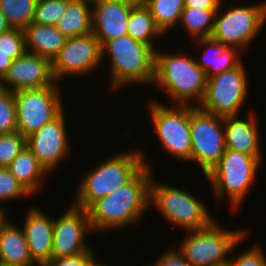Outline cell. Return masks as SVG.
Listing matches in <instances>:
<instances>
[{
	"label": "cell",
	"mask_w": 266,
	"mask_h": 266,
	"mask_svg": "<svg viewBox=\"0 0 266 266\" xmlns=\"http://www.w3.org/2000/svg\"><path fill=\"white\" fill-rule=\"evenodd\" d=\"M95 259L94 252L91 249L90 251L75 257L51 259L44 266H91V263Z\"/></svg>",
	"instance_id": "e575fe53"
},
{
	"label": "cell",
	"mask_w": 266,
	"mask_h": 266,
	"mask_svg": "<svg viewBox=\"0 0 266 266\" xmlns=\"http://www.w3.org/2000/svg\"><path fill=\"white\" fill-rule=\"evenodd\" d=\"M56 84L13 92L17 109V131L25 138L40 130L64 110Z\"/></svg>",
	"instance_id": "7c38bea8"
},
{
	"label": "cell",
	"mask_w": 266,
	"mask_h": 266,
	"mask_svg": "<svg viewBox=\"0 0 266 266\" xmlns=\"http://www.w3.org/2000/svg\"><path fill=\"white\" fill-rule=\"evenodd\" d=\"M55 27L68 38L92 33V3L69 0Z\"/></svg>",
	"instance_id": "cb8c5ba5"
},
{
	"label": "cell",
	"mask_w": 266,
	"mask_h": 266,
	"mask_svg": "<svg viewBox=\"0 0 266 266\" xmlns=\"http://www.w3.org/2000/svg\"><path fill=\"white\" fill-rule=\"evenodd\" d=\"M191 161L201 166L206 176L225 152L223 117L190 104Z\"/></svg>",
	"instance_id": "30bf717a"
},
{
	"label": "cell",
	"mask_w": 266,
	"mask_h": 266,
	"mask_svg": "<svg viewBox=\"0 0 266 266\" xmlns=\"http://www.w3.org/2000/svg\"><path fill=\"white\" fill-rule=\"evenodd\" d=\"M146 6L163 34L180 21L185 7L184 0H148Z\"/></svg>",
	"instance_id": "4316f807"
},
{
	"label": "cell",
	"mask_w": 266,
	"mask_h": 266,
	"mask_svg": "<svg viewBox=\"0 0 266 266\" xmlns=\"http://www.w3.org/2000/svg\"><path fill=\"white\" fill-rule=\"evenodd\" d=\"M134 5L123 0L92 2V33L102 46L105 42L127 35V22Z\"/></svg>",
	"instance_id": "e0dca14e"
},
{
	"label": "cell",
	"mask_w": 266,
	"mask_h": 266,
	"mask_svg": "<svg viewBox=\"0 0 266 266\" xmlns=\"http://www.w3.org/2000/svg\"><path fill=\"white\" fill-rule=\"evenodd\" d=\"M151 266H192L184 259L182 254L177 250L170 247L167 252L165 251L155 263Z\"/></svg>",
	"instance_id": "d590c367"
},
{
	"label": "cell",
	"mask_w": 266,
	"mask_h": 266,
	"mask_svg": "<svg viewBox=\"0 0 266 266\" xmlns=\"http://www.w3.org/2000/svg\"><path fill=\"white\" fill-rule=\"evenodd\" d=\"M141 150L119 153L83 176L75 203L88 210L96 201L127 184L145 165Z\"/></svg>",
	"instance_id": "3957f363"
},
{
	"label": "cell",
	"mask_w": 266,
	"mask_h": 266,
	"mask_svg": "<svg viewBox=\"0 0 266 266\" xmlns=\"http://www.w3.org/2000/svg\"><path fill=\"white\" fill-rule=\"evenodd\" d=\"M55 83L51 61L37 54L25 52L12 61L8 72L0 81V87L15 92L21 89L49 87Z\"/></svg>",
	"instance_id": "2e32d148"
},
{
	"label": "cell",
	"mask_w": 266,
	"mask_h": 266,
	"mask_svg": "<svg viewBox=\"0 0 266 266\" xmlns=\"http://www.w3.org/2000/svg\"><path fill=\"white\" fill-rule=\"evenodd\" d=\"M172 105L167 107L157 101L150 102L152 123L163 151L176 159L191 161L190 104Z\"/></svg>",
	"instance_id": "9c48e42d"
},
{
	"label": "cell",
	"mask_w": 266,
	"mask_h": 266,
	"mask_svg": "<svg viewBox=\"0 0 266 266\" xmlns=\"http://www.w3.org/2000/svg\"><path fill=\"white\" fill-rule=\"evenodd\" d=\"M54 219L36 206L26 214L22 229L29 252L37 266H44L52 259Z\"/></svg>",
	"instance_id": "ac0fdd59"
},
{
	"label": "cell",
	"mask_w": 266,
	"mask_h": 266,
	"mask_svg": "<svg viewBox=\"0 0 266 266\" xmlns=\"http://www.w3.org/2000/svg\"><path fill=\"white\" fill-rule=\"evenodd\" d=\"M222 9L220 4L215 13L211 38L240 51L257 37L266 23V2L235 6L221 13Z\"/></svg>",
	"instance_id": "ba28073f"
},
{
	"label": "cell",
	"mask_w": 266,
	"mask_h": 266,
	"mask_svg": "<svg viewBox=\"0 0 266 266\" xmlns=\"http://www.w3.org/2000/svg\"><path fill=\"white\" fill-rule=\"evenodd\" d=\"M195 41L194 44L197 43L199 47L206 46L202 60L197 61L196 57V63L205 72L207 78L230 70L241 62V52L237 48L228 47L211 37L199 38Z\"/></svg>",
	"instance_id": "ffe728a7"
},
{
	"label": "cell",
	"mask_w": 266,
	"mask_h": 266,
	"mask_svg": "<svg viewBox=\"0 0 266 266\" xmlns=\"http://www.w3.org/2000/svg\"><path fill=\"white\" fill-rule=\"evenodd\" d=\"M127 35L151 46L155 51L154 40L164 34L156 26L154 18L146 5L133 6L127 22Z\"/></svg>",
	"instance_id": "d4e9b609"
},
{
	"label": "cell",
	"mask_w": 266,
	"mask_h": 266,
	"mask_svg": "<svg viewBox=\"0 0 266 266\" xmlns=\"http://www.w3.org/2000/svg\"><path fill=\"white\" fill-rule=\"evenodd\" d=\"M8 217H6V212L3 208L0 207V233L10 222Z\"/></svg>",
	"instance_id": "ab89813d"
},
{
	"label": "cell",
	"mask_w": 266,
	"mask_h": 266,
	"mask_svg": "<svg viewBox=\"0 0 266 266\" xmlns=\"http://www.w3.org/2000/svg\"><path fill=\"white\" fill-rule=\"evenodd\" d=\"M125 2H128L134 6H137V5H146L148 0H123Z\"/></svg>",
	"instance_id": "60d3db41"
},
{
	"label": "cell",
	"mask_w": 266,
	"mask_h": 266,
	"mask_svg": "<svg viewBox=\"0 0 266 266\" xmlns=\"http://www.w3.org/2000/svg\"><path fill=\"white\" fill-rule=\"evenodd\" d=\"M37 0H0L3 12L11 28L24 30L33 20Z\"/></svg>",
	"instance_id": "83f0119b"
},
{
	"label": "cell",
	"mask_w": 266,
	"mask_h": 266,
	"mask_svg": "<svg viewBox=\"0 0 266 266\" xmlns=\"http://www.w3.org/2000/svg\"><path fill=\"white\" fill-rule=\"evenodd\" d=\"M9 172L14 175L17 180L32 195L42 186V179L48 174L39 164L32 151L27 147L17 155V157L7 167Z\"/></svg>",
	"instance_id": "603a6c76"
},
{
	"label": "cell",
	"mask_w": 266,
	"mask_h": 266,
	"mask_svg": "<svg viewBox=\"0 0 266 266\" xmlns=\"http://www.w3.org/2000/svg\"><path fill=\"white\" fill-rule=\"evenodd\" d=\"M17 131V109L12 91L0 87V135Z\"/></svg>",
	"instance_id": "f546056e"
},
{
	"label": "cell",
	"mask_w": 266,
	"mask_h": 266,
	"mask_svg": "<svg viewBox=\"0 0 266 266\" xmlns=\"http://www.w3.org/2000/svg\"><path fill=\"white\" fill-rule=\"evenodd\" d=\"M238 115L223 117L226 149L250 156H262L256 115L250 112L248 120Z\"/></svg>",
	"instance_id": "d6986e66"
},
{
	"label": "cell",
	"mask_w": 266,
	"mask_h": 266,
	"mask_svg": "<svg viewBox=\"0 0 266 266\" xmlns=\"http://www.w3.org/2000/svg\"><path fill=\"white\" fill-rule=\"evenodd\" d=\"M259 247L250 248L246 252L230 259L229 266H266V258Z\"/></svg>",
	"instance_id": "836d02e7"
},
{
	"label": "cell",
	"mask_w": 266,
	"mask_h": 266,
	"mask_svg": "<svg viewBox=\"0 0 266 266\" xmlns=\"http://www.w3.org/2000/svg\"><path fill=\"white\" fill-rule=\"evenodd\" d=\"M89 231L92 230L88 210L72 204L62 216L54 219L52 259L75 257L90 251V245L85 242V233Z\"/></svg>",
	"instance_id": "5bb4252c"
},
{
	"label": "cell",
	"mask_w": 266,
	"mask_h": 266,
	"mask_svg": "<svg viewBox=\"0 0 266 266\" xmlns=\"http://www.w3.org/2000/svg\"><path fill=\"white\" fill-rule=\"evenodd\" d=\"M158 51H155L153 85L165 89L174 104L198 106L206 92L207 77L196 59L183 53L175 55ZM191 100H195L194 104Z\"/></svg>",
	"instance_id": "7a4b0ae2"
},
{
	"label": "cell",
	"mask_w": 266,
	"mask_h": 266,
	"mask_svg": "<svg viewBox=\"0 0 266 266\" xmlns=\"http://www.w3.org/2000/svg\"><path fill=\"white\" fill-rule=\"evenodd\" d=\"M23 229L11 222L0 233V266H36Z\"/></svg>",
	"instance_id": "7402d4cb"
},
{
	"label": "cell",
	"mask_w": 266,
	"mask_h": 266,
	"mask_svg": "<svg viewBox=\"0 0 266 266\" xmlns=\"http://www.w3.org/2000/svg\"><path fill=\"white\" fill-rule=\"evenodd\" d=\"M25 52V36L22 29L11 28L0 34V53L11 54V59L15 60Z\"/></svg>",
	"instance_id": "1f68e13d"
},
{
	"label": "cell",
	"mask_w": 266,
	"mask_h": 266,
	"mask_svg": "<svg viewBox=\"0 0 266 266\" xmlns=\"http://www.w3.org/2000/svg\"><path fill=\"white\" fill-rule=\"evenodd\" d=\"M145 165L127 184L96 201L89 209L92 231L117 230L137 223L150 206L152 167Z\"/></svg>",
	"instance_id": "6da1fadb"
},
{
	"label": "cell",
	"mask_w": 266,
	"mask_h": 266,
	"mask_svg": "<svg viewBox=\"0 0 266 266\" xmlns=\"http://www.w3.org/2000/svg\"><path fill=\"white\" fill-rule=\"evenodd\" d=\"M109 53L111 61V89L128 84H153L155 78V50L129 35L105 42L101 46V60Z\"/></svg>",
	"instance_id": "277c9868"
},
{
	"label": "cell",
	"mask_w": 266,
	"mask_h": 266,
	"mask_svg": "<svg viewBox=\"0 0 266 266\" xmlns=\"http://www.w3.org/2000/svg\"><path fill=\"white\" fill-rule=\"evenodd\" d=\"M65 116L63 110L55 119L26 138L27 147L48 174L70 151Z\"/></svg>",
	"instance_id": "9a60e30c"
},
{
	"label": "cell",
	"mask_w": 266,
	"mask_h": 266,
	"mask_svg": "<svg viewBox=\"0 0 266 266\" xmlns=\"http://www.w3.org/2000/svg\"><path fill=\"white\" fill-rule=\"evenodd\" d=\"M31 195L7 168H0V202Z\"/></svg>",
	"instance_id": "d6a6232c"
},
{
	"label": "cell",
	"mask_w": 266,
	"mask_h": 266,
	"mask_svg": "<svg viewBox=\"0 0 266 266\" xmlns=\"http://www.w3.org/2000/svg\"><path fill=\"white\" fill-rule=\"evenodd\" d=\"M69 0H37L32 23L55 26L65 13Z\"/></svg>",
	"instance_id": "f1b7e54d"
},
{
	"label": "cell",
	"mask_w": 266,
	"mask_h": 266,
	"mask_svg": "<svg viewBox=\"0 0 266 266\" xmlns=\"http://www.w3.org/2000/svg\"><path fill=\"white\" fill-rule=\"evenodd\" d=\"M76 1H84V2H87V3H92L94 0H76Z\"/></svg>",
	"instance_id": "7bdbcfd3"
},
{
	"label": "cell",
	"mask_w": 266,
	"mask_h": 266,
	"mask_svg": "<svg viewBox=\"0 0 266 266\" xmlns=\"http://www.w3.org/2000/svg\"><path fill=\"white\" fill-rule=\"evenodd\" d=\"M26 52L48 58L51 62L66 43V37L55 26L30 23L24 30Z\"/></svg>",
	"instance_id": "44dd1931"
},
{
	"label": "cell",
	"mask_w": 266,
	"mask_h": 266,
	"mask_svg": "<svg viewBox=\"0 0 266 266\" xmlns=\"http://www.w3.org/2000/svg\"><path fill=\"white\" fill-rule=\"evenodd\" d=\"M223 0H184L186 8L195 9H219Z\"/></svg>",
	"instance_id": "8d00e7d4"
},
{
	"label": "cell",
	"mask_w": 266,
	"mask_h": 266,
	"mask_svg": "<svg viewBox=\"0 0 266 266\" xmlns=\"http://www.w3.org/2000/svg\"><path fill=\"white\" fill-rule=\"evenodd\" d=\"M101 61V45L93 33L70 37L51 62L52 73L56 82L70 74L83 76Z\"/></svg>",
	"instance_id": "4fadbf2b"
},
{
	"label": "cell",
	"mask_w": 266,
	"mask_h": 266,
	"mask_svg": "<svg viewBox=\"0 0 266 266\" xmlns=\"http://www.w3.org/2000/svg\"><path fill=\"white\" fill-rule=\"evenodd\" d=\"M262 156H250L225 149L220 161L205 176L213 187L216 197L229 196L232 209H238L249 188L255 181Z\"/></svg>",
	"instance_id": "5b68a950"
},
{
	"label": "cell",
	"mask_w": 266,
	"mask_h": 266,
	"mask_svg": "<svg viewBox=\"0 0 266 266\" xmlns=\"http://www.w3.org/2000/svg\"><path fill=\"white\" fill-rule=\"evenodd\" d=\"M26 146V138L18 131L0 135V168H7Z\"/></svg>",
	"instance_id": "4dcf8cb0"
},
{
	"label": "cell",
	"mask_w": 266,
	"mask_h": 266,
	"mask_svg": "<svg viewBox=\"0 0 266 266\" xmlns=\"http://www.w3.org/2000/svg\"><path fill=\"white\" fill-rule=\"evenodd\" d=\"M10 29L11 27L8 24L6 17L4 16L3 12L0 10V34H3Z\"/></svg>",
	"instance_id": "f35d334b"
},
{
	"label": "cell",
	"mask_w": 266,
	"mask_h": 266,
	"mask_svg": "<svg viewBox=\"0 0 266 266\" xmlns=\"http://www.w3.org/2000/svg\"><path fill=\"white\" fill-rule=\"evenodd\" d=\"M217 10L184 7L179 23L183 24L190 38H209L213 32L214 18Z\"/></svg>",
	"instance_id": "484cf974"
},
{
	"label": "cell",
	"mask_w": 266,
	"mask_h": 266,
	"mask_svg": "<svg viewBox=\"0 0 266 266\" xmlns=\"http://www.w3.org/2000/svg\"><path fill=\"white\" fill-rule=\"evenodd\" d=\"M242 63L207 78L206 92L198 105L201 109L220 117L239 115L248 95V78Z\"/></svg>",
	"instance_id": "8fae6325"
},
{
	"label": "cell",
	"mask_w": 266,
	"mask_h": 266,
	"mask_svg": "<svg viewBox=\"0 0 266 266\" xmlns=\"http://www.w3.org/2000/svg\"><path fill=\"white\" fill-rule=\"evenodd\" d=\"M157 183L151 180L150 203L169 223L190 232L207 228L215 221L206 205L196 196L177 187Z\"/></svg>",
	"instance_id": "52a82bcc"
},
{
	"label": "cell",
	"mask_w": 266,
	"mask_h": 266,
	"mask_svg": "<svg viewBox=\"0 0 266 266\" xmlns=\"http://www.w3.org/2000/svg\"><path fill=\"white\" fill-rule=\"evenodd\" d=\"M91 266H106L105 264L103 265V264H99V263H97L96 262V260H94L92 263H91Z\"/></svg>",
	"instance_id": "b9f144b4"
},
{
	"label": "cell",
	"mask_w": 266,
	"mask_h": 266,
	"mask_svg": "<svg viewBox=\"0 0 266 266\" xmlns=\"http://www.w3.org/2000/svg\"><path fill=\"white\" fill-rule=\"evenodd\" d=\"M188 234L177 250L192 266H229L230 258L226 256L246 236L243 230L222 229L216 220L209 227Z\"/></svg>",
	"instance_id": "8992f818"
},
{
	"label": "cell",
	"mask_w": 266,
	"mask_h": 266,
	"mask_svg": "<svg viewBox=\"0 0 266 266\" xmlns=\"http://www.w3.org/2000/svg\"><path fill=\"white\" fill-rule=\"evenodd\" d=\"M11 54L0 53V81L4 78L8 72L9 67L12 64Z\"/></svg>",
	"instance_id": "74e56055"
}]
</instances>
